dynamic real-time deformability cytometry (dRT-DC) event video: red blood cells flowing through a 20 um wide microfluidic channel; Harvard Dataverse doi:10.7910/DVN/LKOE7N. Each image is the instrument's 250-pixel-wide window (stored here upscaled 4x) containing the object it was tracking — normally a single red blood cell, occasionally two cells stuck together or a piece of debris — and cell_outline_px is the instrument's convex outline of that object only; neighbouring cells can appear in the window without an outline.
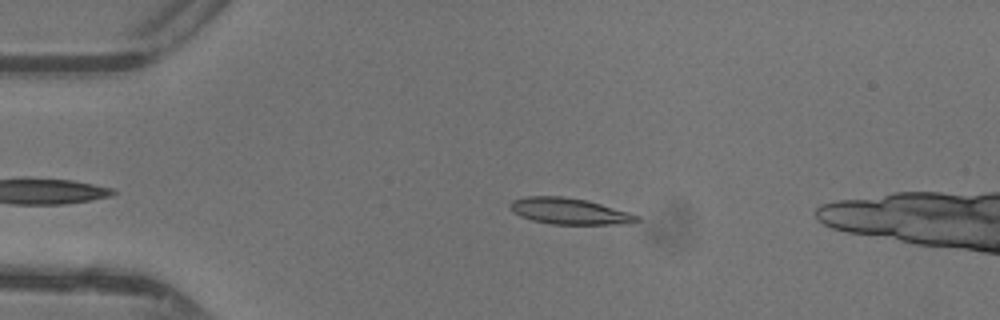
{"species": "common noctule bat (a hibernating species)", "species_latin": "Nyctalus noctula", "temperature_condition": "warm", "stored_images_in_passage": 39, "camera_frame_rate_fps": 3000, "um_per_image_px": 0.085, "animal": {"sex": "female"}, "frame": {"image": 1, "passage_image": 10, "time_ms": 3.0, "image_size_px": [1000, 320], "cell_outline_px": [[640, 220], [632, 224], [552, 224], [532, 220], [520, 216], [512, 212], [508, 204], [512, 200], [524, 196], [564, 196], [588, 200], [628, 212], [640, 216]], "centroid_in_image_um": [48.39, 17.94], "position_along_channel_um": 36.6, "area_um2": 19.59}}
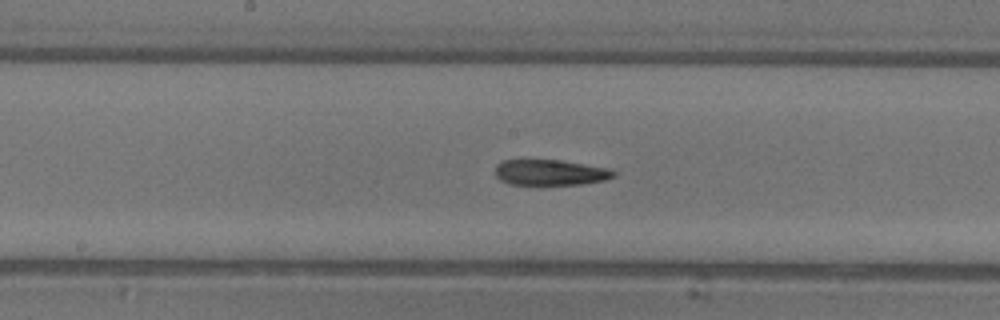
{"frame": {"image": 2, "passage_image": 24, "time_ms": 7.667, "image_size_px": [1000, 320], "cell_outline_px": [[616, 176], [604, 180], [580, 184], [512, 184], [500, 180], [496, 176], [496, 164], [504, 160], [560, 160], [612, 168], [616, 172]], "centroid_in_image_um": [46.82, 14.65], "position_along_channel_um": 201.4, "area_um2": 17.69}}
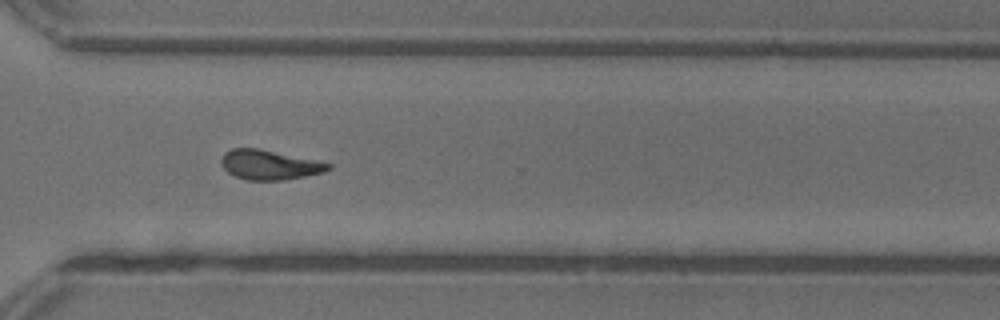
{"frame": {"image": 3, "passage_image": 34, "time_ms": 11.0, "image_size_px": [1000, 320], "cell_outline_px": [[332, 168], [324, 172], [284, 180], [244, 180], [228, 172], [220, 164], [220, 160], [224, 152], [232, 148], [256, 148], [332, 164]], "centroid_in_image_um": [22.85, 14.02], "position_along_channel_um": 347.7, "area_um2": 18.26}, "authors_computed_cell_mechanics": {"area_um2": 18.7272, "velocity_mm_per_s": 4.411, "shape_relaxation_time_tau1_ms": 4.313, "shape_relaxation_time_tau2_ms": 4.7994, "deformation_change_tau1": 0.2068, "deformation_change_tau2": 0.1666}}